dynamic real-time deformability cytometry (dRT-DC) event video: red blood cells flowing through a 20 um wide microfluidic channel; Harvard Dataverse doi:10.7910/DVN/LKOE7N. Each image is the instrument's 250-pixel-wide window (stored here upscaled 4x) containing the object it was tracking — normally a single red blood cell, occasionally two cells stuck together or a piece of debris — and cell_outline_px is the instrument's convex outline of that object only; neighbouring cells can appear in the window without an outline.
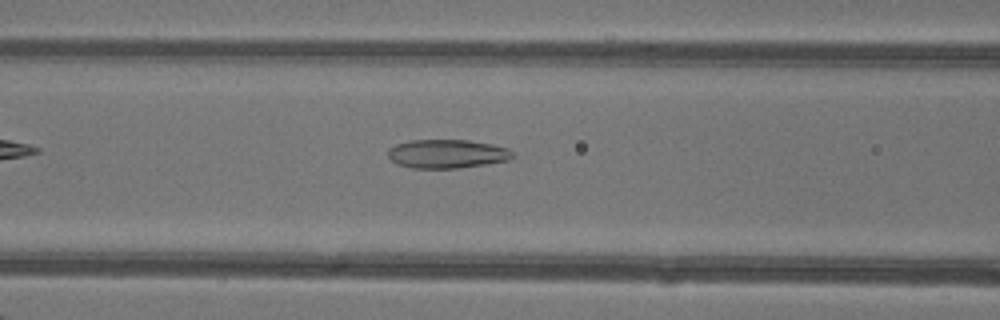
{"species": "common noctule bat (a hibernating species)", "species_latin": "Nyctalus noctula", "temperature_condition": "warm", "stored_images_in_passage": 29, "camera_frame_rate_fps": 3000, "um_per_image_px": 0.085, "animal": {"sex": "female"}, "frame": {"image": 1, "passage_image": 6, "time_ms": 1.667, "image_size_px": [1000, 320], "cell_outline_px": [[516, 156], [508, 160], [460, 168], [412, 168], [396, 164], [388, 156], [388, 148], [396, 144], [408, 140], [468, 140], [492, 144], [508, 148], [516, 152]], "centroid_in_image_um": [38.02, 13.07], "position_along_channel_um": 128.6, "area_um2": 21.1}}
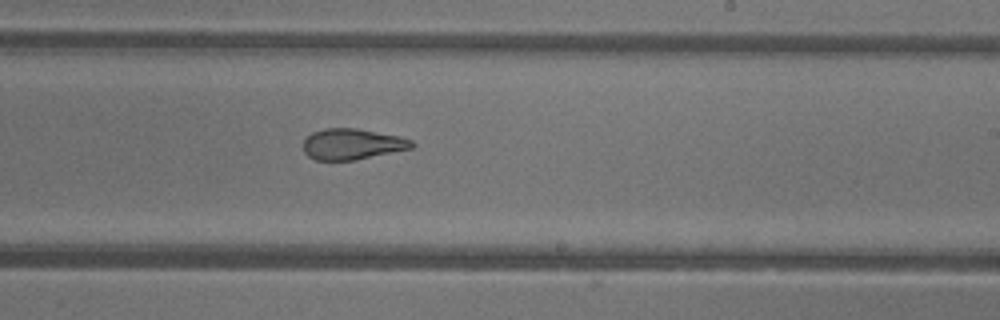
{"frame": {"image": 2, "passage_image": 15, "time_ms": 4.667, "image_size_px": [1000, 320], "cell_outline_px": [[416, 144], [412, 148], [356, 160], [316, 160], [308, 156], [304, 152], [304, 140], [312, 132], [324, 128], [356, 128], [400, 136], [412, 140]], "centroid_in_image_um": [29.95, 12.25], "position_along_channel_um": 259.1, "area_um2": 19.59}}
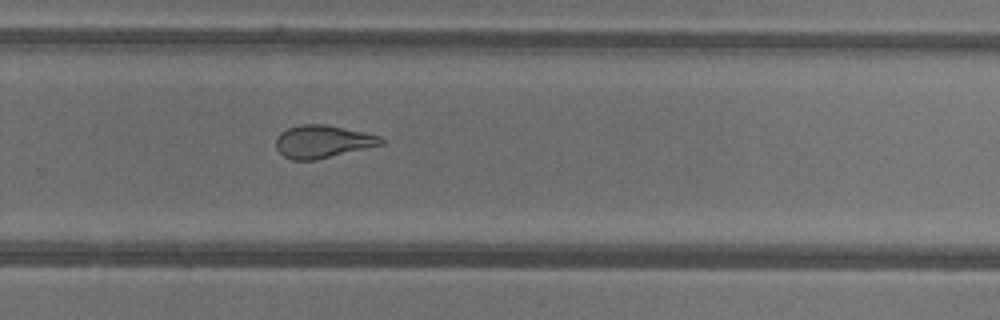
{"frame": {"image": 3, "passage_image": 18, "time_ms": 5.667, "image_size_px": [1000, 320], "cell_outline_px": [[384, 144], [316, 160], [292, 160], [284, 156], [276, 148], [276, 140], [280, 132], [288, 128], [300, 124], [324, 124], [364, 132], [380, 136], [384, 140]], "centroid_in_image_um": [27.42, 12.03], "position_along_channel_um": 302.4, "area_um2": 20.0}, "authors_computed_cell_mechanics": {"area_um2": 20.6346, "velocity_mm_per_s": 4.3555, "shape_relaxation_time_tau1_ms": null, "shape_relaxation_time_tau2_ms": 1.7662, "deformation_change_tau1": null, "deformation_change_tau2": 0.1002}}